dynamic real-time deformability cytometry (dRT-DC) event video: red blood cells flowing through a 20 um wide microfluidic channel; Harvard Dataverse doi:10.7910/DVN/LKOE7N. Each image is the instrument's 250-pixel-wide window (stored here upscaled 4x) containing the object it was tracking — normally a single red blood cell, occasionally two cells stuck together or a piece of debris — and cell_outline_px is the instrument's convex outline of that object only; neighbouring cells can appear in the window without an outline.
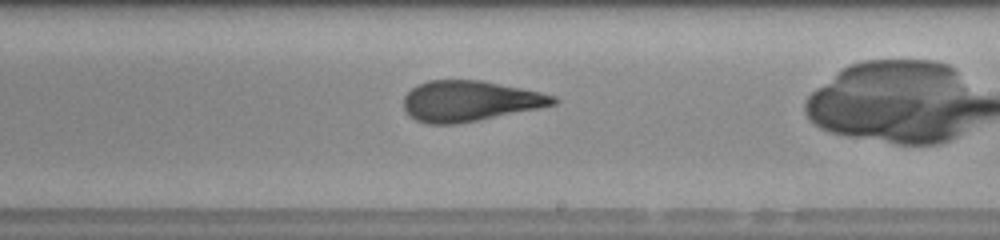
{"species": "human", "species_latin": "Homo sapiens", "temperature_condition": "room temperature", "stored_images_in_passage": 38, "camera_frame_rate_fps": 3000, "um_per_image_px": 0.085, "donor": {"sex": "male"}, "frame": {"image": 1, "passage_image": 28, "time_ms": 9.0, "image_size_px": [1000, 240], "cell_outline_px": [[560, 100], [556, 104], [540, 108], [456, 124], [428, 124], [416, 120], [408, 116], [404, 108], [404, 96], [416, 84], [428, 80], [480, 80], [540, 92], [556, 96]], "centroid_in_image_um": [39.91, 8.59], "position_along_channel_um": 249.1, "area_um2": 35.37}}